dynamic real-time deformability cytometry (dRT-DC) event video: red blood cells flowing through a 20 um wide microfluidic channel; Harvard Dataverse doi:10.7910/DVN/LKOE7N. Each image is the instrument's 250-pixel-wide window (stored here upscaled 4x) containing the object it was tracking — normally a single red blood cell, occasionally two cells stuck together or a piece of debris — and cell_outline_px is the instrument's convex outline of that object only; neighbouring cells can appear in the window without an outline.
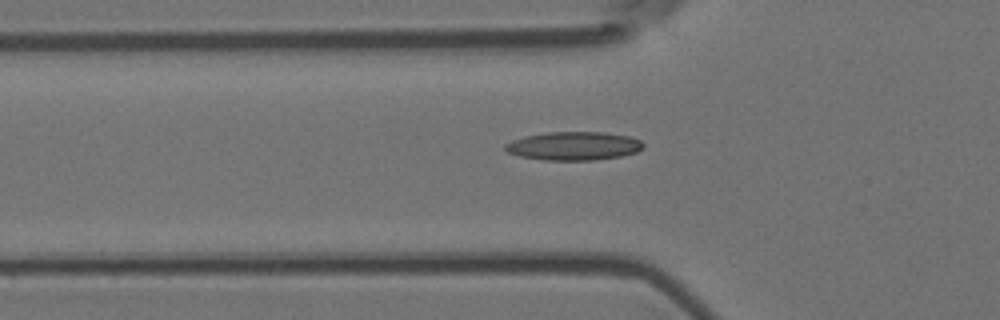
{"species": "Egyptian fruit bat (a non-hibernating species)", "species_latin": "Rousettus aegyptiacus", "temperature_condition": "room temperature", "stored_images_in_passage": 41, "camera_frame_rate_fps": 3000, "um_per_image_px": 0.085, "animal": {"sex": "female"}, "frame": {"image": 1, "passage_image": 6, "time_ms": 1.667, "image_size_px": [1000, 320], "cell_outline_px": [[644, 148], [636, 152], [620, 156], [592, 160], [544, 160], [520, 156], [508, 152], [504, 148], [504, 144], [512, 140], [524, 136], [548, 132], [604, 132], [628, 136], [640, 140], [644, 144]], "centroid_in_image_um": [48.76, 12.4], "position_along_channel_um": 77.0, "area_um2": 22.89}}
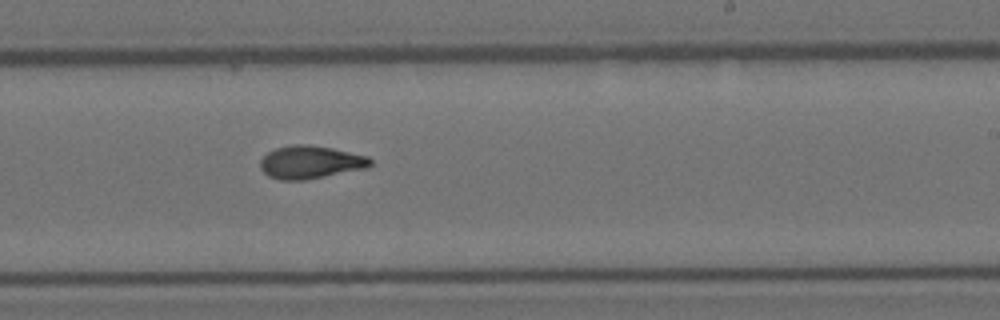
{"frame": {"image": 2, "passage_image": 21, "time_ms": 6.667, "image_size_px": [1000, 320], "cell_outline_px": [[372, 164], [368, 168], [304, 180], [280, 180], [268, 176], [260, 168], [260, 160], [268, 152], [276, 148], [292, 144], [308, 144], [332, 148], [368, 156], [372, 160]], "centroid_in_image_um": [26.39, 13.78], "position_along_channel_um": 262.6, "area_um2": 21.21}}
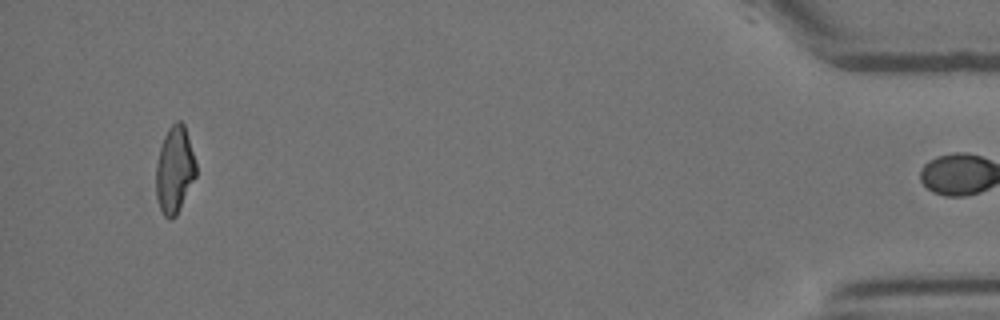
{"frame": {"image": 3, "passage_image": 40, "time_ms": 13.0, "image_size_px": [1000, 320], "cell_outline_px": [[196, 176], [176, 216], [172, 220], [168, 220], [164, 216], [160, 208], [156, 196], [156, 164], [160, 148], [164, 136], [168, 128], [176, 120], [180, 120], [184, 124], [196, 164]], "centroid_in_image_um": [14.83, 14.45], "position_along_channel_um": 420.4, "area_um2": 20.17}, "authors_computed_cell_mechanics": {"area_um2": 20.5768, "velocity_mm_per_s": 3.6995, "shape_relaxation_time_tau1_ms": null, "shape_relaxation_time_tau2_ms": 2.8559, "deformation_change_tau1": null, "deformation_change_tau2": 0.1}}